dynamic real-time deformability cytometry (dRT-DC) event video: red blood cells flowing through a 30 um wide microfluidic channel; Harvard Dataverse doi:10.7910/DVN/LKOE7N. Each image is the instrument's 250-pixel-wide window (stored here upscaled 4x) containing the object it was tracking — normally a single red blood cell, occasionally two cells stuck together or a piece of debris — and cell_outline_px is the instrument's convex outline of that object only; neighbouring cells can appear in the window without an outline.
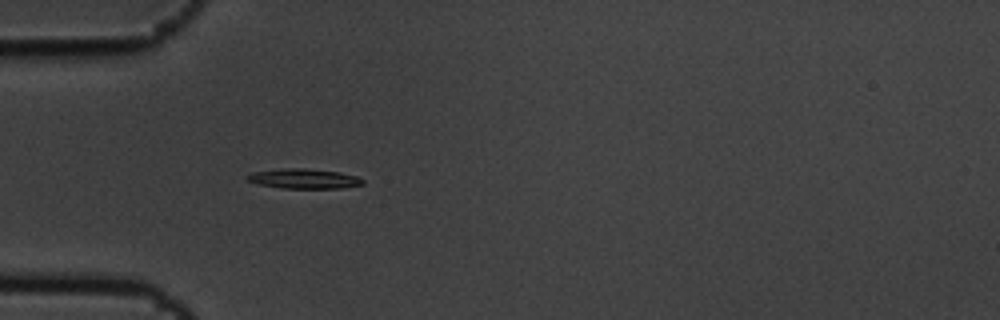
{"species": "common noctule bat (a hibernating species)", "species_latin": "Nyctalus noctula", "temperature_condition": "cold", "stored_images_in_passage": 3, "camera_frame_rate_fps": 3000, "um_per_image_px": 0.085, "animal": {"sex": "male", "body_mass_g": 19.5, "forearm_length_mm": 54.6}, "frame": {"image": 1, "passage_image": 3, "time_ms": 0.667, "image_size_px": [1000, 320], "cell_outline_px": [[364, 184], [340, 188], [284, 188], [260, 184], [248, 180], [244, 176], [252, 172], [284, 168], [304, 168], [340, 172], [356, 176], [364, 180]], "centroid_in_image_um": [25.84, 15.18], "position_along_channel_um": 59.2, "area_um2": 13.24}}